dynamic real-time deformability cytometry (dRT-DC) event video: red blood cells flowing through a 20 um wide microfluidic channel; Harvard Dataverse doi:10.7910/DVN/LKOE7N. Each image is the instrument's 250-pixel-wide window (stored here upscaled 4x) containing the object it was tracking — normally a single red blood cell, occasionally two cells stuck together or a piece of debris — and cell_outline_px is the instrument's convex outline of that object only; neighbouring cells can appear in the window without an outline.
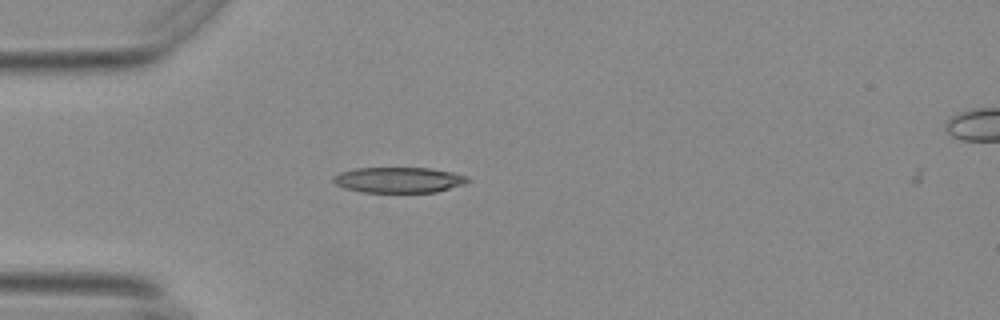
{"species": "Egyptian fruit bat (a non-hibernating species)", "species_latin": "Rousettus aegyptiacus", "temperature_condition": "warm", "stored_images_in_passage": 4, "camera_frame_rate_fps": 3000, "um_per_image_px": 0.085, "animal": {"sex": "female"}, "frame": {"image": 1, "passage_image": 3, "time_ms": 0.667, "image_size_px": [1000, 320], "cell_outline_px": [[472, 180], [464, 184], [436, 192], [360, 192], [344, 188], [336, 184], [332, 180], [332, 176], [340, 172], [356, 168], [428, 168], [452, 172], [468, 176]], "centroid_in_image_um": [33.89, 15.29], "position_along_channel_um": 51.1, "area_um2": 20.11}}